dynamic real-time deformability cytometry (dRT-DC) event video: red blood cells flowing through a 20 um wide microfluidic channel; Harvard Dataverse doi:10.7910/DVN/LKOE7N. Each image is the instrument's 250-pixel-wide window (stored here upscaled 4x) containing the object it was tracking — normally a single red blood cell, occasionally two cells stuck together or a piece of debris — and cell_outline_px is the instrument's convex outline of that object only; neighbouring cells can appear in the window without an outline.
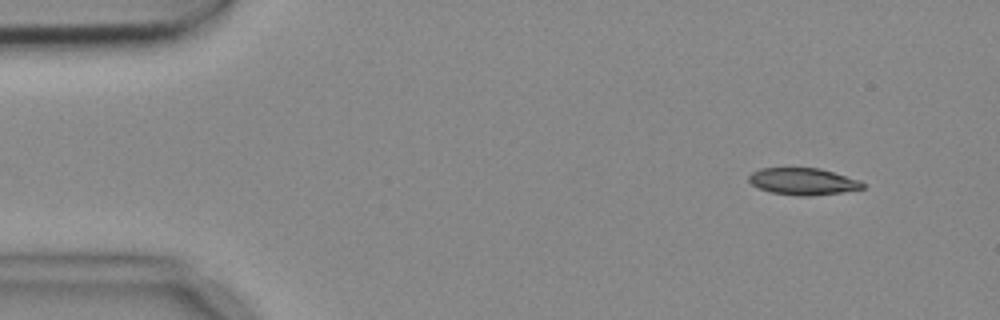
{"species": "common noctule bat (a hibernating species)", "species_latin": "Nyctalus noctula", "temperature_condition": "cold", "stored_images_in_passage": 4, "camera_frame_rate_fps": 3000, "um_per_image_px": 0.085, "animal": {"sex": "female", "body_mass_g": 18.4}, "frame": {"image": 1, "passage_image": 1, "time_ms": 0.0, "image_size_px": [1000, 320], "cell_outline_px": [[864, 188], [840, 192], [808, 196], [796, 196], [772, 192], [760, 188], [752, 184], [748, 180], [748, 176], [752, 172], [760, 168], [820, 168], [860, 180], [864, 184]], "centroid_in_image_um": [68.24, 15.41], "position_along_channel_um": 16.8, "area_um2": 17.69}}